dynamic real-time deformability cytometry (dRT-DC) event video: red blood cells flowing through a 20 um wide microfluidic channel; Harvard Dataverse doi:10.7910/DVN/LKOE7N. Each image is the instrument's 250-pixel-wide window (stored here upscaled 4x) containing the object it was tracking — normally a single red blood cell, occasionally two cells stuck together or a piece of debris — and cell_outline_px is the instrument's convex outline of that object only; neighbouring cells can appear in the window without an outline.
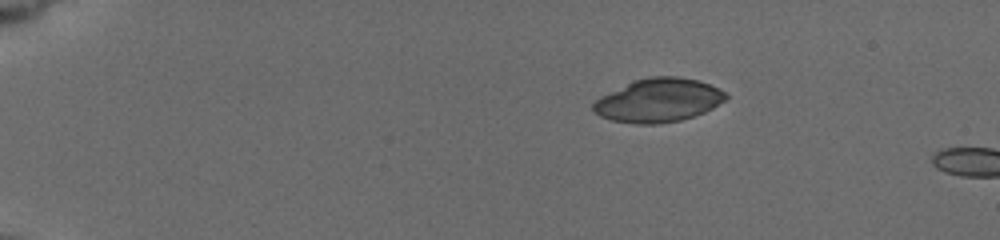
{"species": "common noctule bat (a hibernating species)", "species_latin": "Nyctalus noctula", "temperature_condition": "cold", "stored_images_in_passage": 3, "camera_frame_rate_fps": 3000, "um_per_image_px": 0.085, "animal": {"sex": "female", "body_mass_g": 19.5, "forearm_length_mm": 54.1}, "frame": {"image": 1, "passage_image": 1, "time_ms": 0.0, "image_size_px": [1000, 240], "cell_outline_px": [[728, 100], [704, 112], [680, 120], [660, 124], [636, 124], [612, 120], [600, 116], [592, 108], [592, 104], [600, 96], [632, 80], [648, 76], [676, 76], [696, 80], [720, 88], [728, 96]], "centroid_in_image_um": [55.96, 8.52], "position_along_channel_um": 29.0, "area_um2": 33.81}}